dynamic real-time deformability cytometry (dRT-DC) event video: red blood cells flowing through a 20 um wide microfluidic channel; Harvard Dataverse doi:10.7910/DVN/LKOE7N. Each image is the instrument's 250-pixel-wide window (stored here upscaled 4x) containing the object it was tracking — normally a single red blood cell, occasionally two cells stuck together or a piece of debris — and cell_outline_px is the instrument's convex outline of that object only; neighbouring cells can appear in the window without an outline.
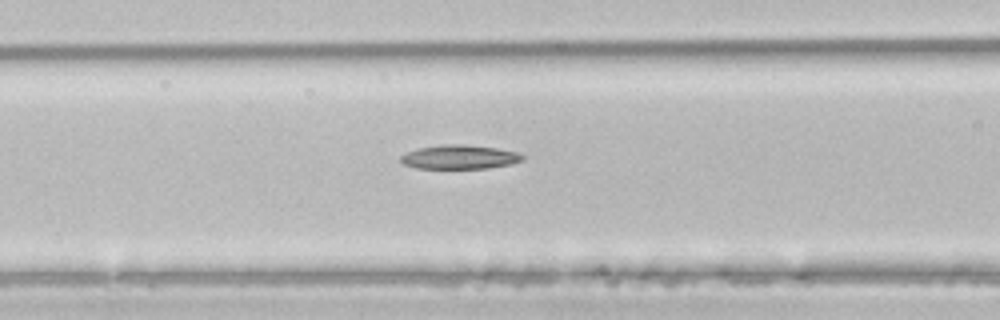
{"species": "common noctule bat (a hibernating species)", "species_latin": "Nyctalus noctula", "temperature_condition": "room temperature", "stored_images_in_passage": 5, "segment_of_instrument_passage": [1, 2], "camera_frame_rate_fps": 3000, "um_per_image_px": 0.085, "animal": {"sex": "male", "body_mass_g": 21.5, "forearm_length_mm": 52.0}, "frame": {"image": 1, "passage_image": 4, "time_ms": 1.0, "image_size_px": [1000, 320], "cell_outline_px": [[524, 160], [512, 164], [488, 168], [416, 168], [404, 164], [400, 160], [400, 156], [408, 152], [420, 148], [440, 144], [464, 144], [496, 148], [516, 152], [524, 156]], "centroid_in_image_um": [39.08, 13.34], "position_along_channel_um": 127.5, "area_um2": 16.99}}